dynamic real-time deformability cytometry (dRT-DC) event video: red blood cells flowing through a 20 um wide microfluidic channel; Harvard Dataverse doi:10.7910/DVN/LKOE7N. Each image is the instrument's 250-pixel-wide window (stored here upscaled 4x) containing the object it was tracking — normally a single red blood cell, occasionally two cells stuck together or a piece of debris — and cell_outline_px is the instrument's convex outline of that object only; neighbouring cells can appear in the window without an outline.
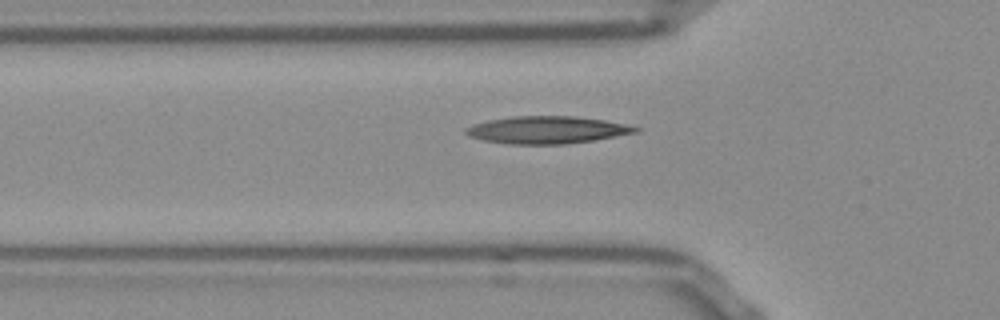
{"species": "Egyptian fruit bat (a non-hibernating species)", "species_latin": "Rousettus aegyptiacus", "temperature_condition": "room temperature", "stored_images_in_passage": 37, "camera_frame_rate_fps": 3000, "um_per_image_px": 0.085, "frame": {"image": 1, "passage_image": 2, "time_ms": 0.333, "image_size_px": [1000, 320], "cell_outline_px": [[644, 128], [640, 132], [592, 140], [564, 144], [508, 144], [484, 140], [468, 136], [464, 132], [464, 128], [472, 124], [488, 120], [512, 116], [576, 116], [632, 124]], "centroid_in_image_um": [46.54, 11.03], "position_along_channel_um": 79.3, "area_um2": 27.4}}
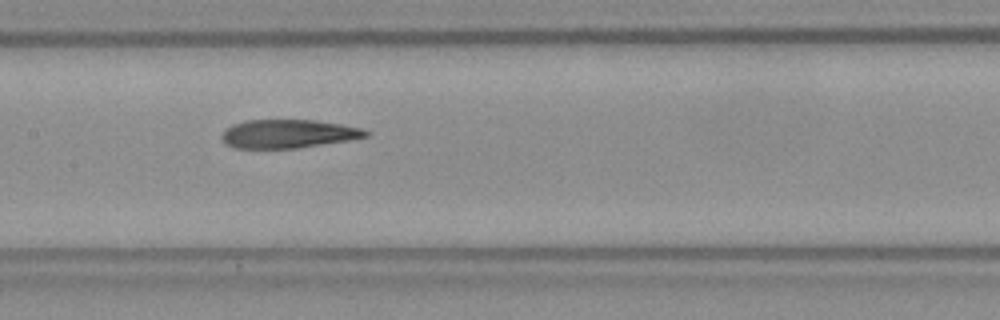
{"frame": {"image": 2, "passage_image": 10, "time_ms": 3.0, "image_size_px": [1000, 320], "cell_outline_px": [[372, 132], [368, 136], [348, 140], [296, 148], [232, 148], [224, 144], [220, 136], [224, 128], [232, 124], [244, 120], [312, 120], [340, 124], [360, 128]], "centroid_in_image_um": [24.42, 11.37], "position_along_channel_um": 183.0, "area_um2": 24.04}}
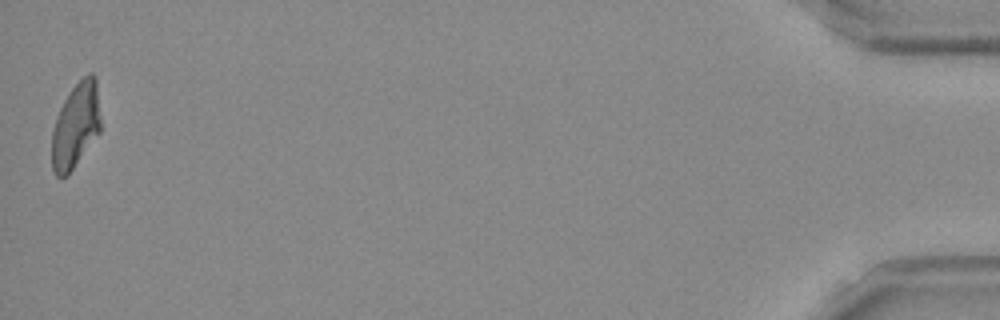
{"frame": {"image": 3, "passage_image": 37, "time_ms": 12.0, "image_size_px": [1000, 320], "cell_outline_px": [[100, 132], [72, 168], [64, 176], [56, 176], [52, 168], [52, 132], [56, 116], [68, 92], [88, 72], [92, 72], [96, 76], [100, 116]], "centroid_in_image_um": [6.44, 10.61], "position_along_channel_um": 428.8, "area_um2": 23.99}, "authors_computed_cell_mechanics": {"area_um2": 25.143, "velocity_mm_per_s": 3.8389, "shape_relaxation_time_tau1_ms": null, "shape_relaxation_time_tau2_ms": 3.7321, "deformation_change_tau1": null, "deformation_change_tau2": 0.1284}}